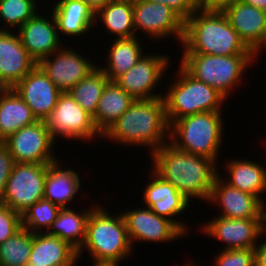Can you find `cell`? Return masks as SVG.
<instances>
[{
  "instance_id": "obj_3",
  "label": "cell",
  "mask_w": 266,
  "mask_h": 266,
  "mask_svg": "<svg viewBox=\"0 0 266 266\" xmlns=\"http://www.w3.org/2000/svg\"><path fill=\"white\" fill-rule=\"evenodd\" d=\"M181 54H255L240 39L226 15L198 8L185 22Z\"/></svg>"
},
{
  "instance_id": "obj_11",
  "label": "cell",
  "mask_w": 266,
  "mask_h": 266,
  "mask_svg": "<svg viewBox=\"0 0 266 266\" xmlns=\"http://www.w3.org/2000/svg\"><path fill=\"white\" fill-rule=\"evenodd\" d=\"M133 20L137 37L146 35L148 41L159 40V43L160 40L167 41L168 37L171 40L173 36L172 39H176L177 45L181 46L185 22L166 5L133 0Z\"/></svg>"
},
{
  "instance_id": "obj_5",
  "label": "cell",
  "mask_w": 266,
  "mask_h": 266,
  "mask_svg": "<svg viewBox=\"0 0 266 266\" xmlns=\"http://www.w3.org/2000/svg\"><path fill=\"white\" fill-rule=\"evenodd\" d=\"M223 116V111H214L178 119L170 125L169 142L179 150L209 158L218 165L225 135Z\"/></svg>"
},
{
  "instance_id": "obj_10",
  "label": "cell",
  "mask_w": 266,
  "mask_h": 266,
  "mask_svg": "<svg viewBox=\"0 0 266 266\" xmlns=\"http://www.w3.org/2000/svg\"><path fill=\"white\" fill-rule=\"evenodd\" d=\"M149 53L150 51L145 53L132 68L115 80L135 100H150L164 95V92L158 93L157 89L159 83L163 82L162 77L166 76L165 73L172 65L171 57L163 53L160 55L156 52Z\"/></svg>"
},
{
  "instance_id": "obj_27",
  "label": "cell",
  "mask_w": 266,
  "mask_h": 266,
  "mask_svg": "<svg viewBox=\"0 0 266 266\" xmlns=\"http://www.w3.org/2000/svg\"><path fill=\"white\" fill-rule=\"evenodd\" d=\"M38 120L13 88H0V142Z\"/></svg>"
},
{
  "instance_id": "obj_15",
  "label": "cell",
  "mask_w": 266,
  "mask_h": 266,
  "mask_svg": "<svg viewBox=\"0 0 266 266\" xmlns=\"http://www.w3.org/2000/svg\"><path fill=\"white\" fill-rule=\"evenodd\" d=\"M148 185L143 188L142 201L145 207L158 216L167 218L172 221L186 236L189 233L190 225L181 221L175 216L185 214L186 209L190 207L191 201L180 193L171 183L163 180L153 170L149 172ZM189 227V228H188Z\"/></svg>"
},
{
  "instance_id": "obj_8",
  "label": "cell",
  "mask_w": 266,
  "mask_h": 266,
  "mask_svg": "<svg viewBox=\"0 0 266 266\" xmlns=\"http://www.w3.org/2000/svg\"><path fill=\"white\" fill-rule=\"evenodd\" d=\"M51 137L56 141L59 137L65 140L92 142L102 140V134L94 124L93 117L88 114L68 92L61 93L55 108L45 119Z\"/></svg>"
},
{
  "instance_id": "obj_47",
  "label": "cell",
  "mask_w": 266,
  "mask_h": 266,
  "mask_svg": "<svg viewBox=\"0 0 266 266\" xmlns=\"http://www.w3.org/2000/svg\"><path fill=\"white\" fill-rule=\"evenodd\" d=\"M263 140H266V138L265 139H263ZM264 145H263V148L265 147L266 148V141H264V142H262Z\"/></svg>"
},
{
  "instance_id": "obj_24",
  "label": "cell",
  "mask_w": 266,
  "mask_h": 266,
  "mask_svg": "<svg viewBox=\"0 0 266 266\" xmlns=\"http://www.w3.org/2000/svg\"><path fill=\"white\" fill-rule=\"evenodd\" d=\"M81 259L68 242L45 233L32 234L28 264L33 266H78Z\"/></svg>"
},
{
  "instance_id": "obj_1",
  "label": "cell",
  "mask_w": 266,
  "mask_h": 266,
  "mask_svg": "<svg viewBox=\"0 0 266 266\" xmlns=\"http://www.w3.org/2000/svg\"><path fill=\"white\" fill-rule=\"evenodd\" d=\"M148 158L152 162L149 164L151 169L188 200L209 201L219 171L213 160L179 150L170 142L163 144Z\"/></svg>"
},
{
  "instance_id": "obj_43",
  "label": "cell",
  "mask_w": 266,
  "mask_h": 266,
  "mask_svg": "<svg viewBox=\"0 0 266 266\" xmlns=\"http://www.w3.org/2000/svg\"><path fill=\"white\" fill-rule=\"evenodd\" d=\"M261 228H262V237H266V203H262L261 208Z\"/></svg>"
},
{
  "instance_id": "obj_28",
  "label": "cell",
  "mask_w": 266,
  "mask_h": 266,
  "mask_svg": "<svg viewBox=\"0 0 266 266\" xmlns=\"http://www.w3.org/2000/svg\"><path fill=\"white\" fill-rule=\"evenodd\" d=\"M103 25L113 39L136 36L133 20V0H112L95 13V27Z\"/></svg>"
},
{
  "instance_id": "obj_45",
  "label": "cell",
  "mask_w": 266,
  "mask_h": 266,
  "mask_svg": "<svg viewBox=\"0 0 266 266\" xmlns=\"http://www.w3.org/2000/svg\"><path fill=\"white\" fill-rule=\"evenodd\" d=\"M263 50V51H262ZM266 50V37H265V41L263 43V45L255 52V57L256 60H259V56L261 58V55L263 54V52ZM261 53V54H260Z\"/></svg>"
},
{
  "instance_id": "obj_26",
  "label": "cell",
  "mask_w": 266,
  "mask_h": 266,
  "mask_svg": "<svg viewBox=\"0 0 266 266\" xmlns=\"http://www.w3.org/2000/svg\"><path fill=\"white\" fill-rule=\"evenodd\" d=\"M137 36L132 38L113 39L111 45L106 48L108 54L103 64L97 63L103 70L109 81H115L118 77L132 68L145 54L147 49ZM144 49V50H143ZM100 64V65H99Z\"/></svg>"
},
{
  "instance_id": "obj_18",
  "label": "cell",
  "mask_w": 266,
  "mask_h": 266,
  "mask_svg": "<svg viewBox=\"0 0 266 266\" xmlns=\"http://www.w3.org/2000/svg\"><path fill=\"white\" fill-rule=\"evenodd\" d=\"M207 203L215 208L218 206V215L224 218L261 219L262 202L255 195L232 187L219 174L214 179Z\"/></svg>"
},
{
  "instance_id": "obj_35",
  "label": "cell",
  "mask_w": 266,
  "mask_h": 266,
  "mask_svg": "<svg viewBox=\"0 0 266 266\" xmlns=\"http://www.w3.org/2000/svg\"><path fill=\"white\" fill-rule=\"evenodd\" d=\"M212 266H255L253 249H218Z\"/></svg>"
},
{
  "instance_id": "obj_21",
  "label": "cell",
  "mask_w": 266,
  "mask_h": 266,
  "mask_svg": "<svg viewBox=\"0 0 266 266\" xmlns=\"http://www.w3.org/2000/svg\"><path fill=\"white\" fill-rule=\"evenodd\" d=\"M223 13L240 39L255 53L265 41L266 12L238 0Z\"/></svg>"
},
{
  "instance_id": "obj_46",
  "label": "cell",
  "mask_w": 266,
  "mask_h": 266,
  "mask_svg": "<svg viewBox=\"0 0 266 266\" xmlns=\"http://www.w3.org/2000/svg\"><path fill=\"white\" fill-rule=\"evenodd\" d=\"M197 8H200L207 0H191Z\"/></svg>"
},
{
  "instance_id": "obj_25",
  "label": "cell",
  "mask_w": 266,
  "mask_h": 266,
  "mask_svg": "<svg viewBox=\"0 0 266 266\" xmlns=\"http://www.w3.org/2000/svg\"><path fill=\"white\" fill-rule=\"evenodd\" d=\"M75 168L62 167V161L49 164L45 181L44 199L60 208L71 207L74 199L81 194L82 181Z\"/></svg>"
},
{
  "instance_id": "obj_16",
  "label": "cell",
  "mask_w": 266,
  "mask_h": 266,
  "mask_svg": "<svg viewBox=\"0 0 266 266\" xmlns=\"http://www.w3.org/2000/svg\"><path fill=\"white\" fill-rule=\"evenodd\" d=\"M203 222L200 233L223 243L224 250L253 249L262 235L261 219H229L217 215Z\"/></svg>"
},
{
  "instance_id": "obj_31",
  "label": "cell",
  "mask_w": 266,
  "mask_h": 266,
  "mask_svg": "<svg viewBox=\"0 0 266 266\" xmlns=\"http://www.w3.org/2000/svg\"><path fill=\"white\" fill-rule=\"evenodd\" d=\"M108 81L103 70L97 66L68 93L88 114L94 117L102 91Z\"/></svg>"
},
{
  "instance_id": "obj_2",
  "label": "cell",
  "mask_w": 266,
  "mask_h": 266,
  "mask_svg": "<svg viewBox=\"0 0 266 266\" xmlns=\"http://www.w3.org/2000/svg\"><path fill=\"white\" fill-rule=\"evenodd\" d=\"M170 125L163 97L135 102L106 130L102 140L148 148L151 155L169 142Z\"/></svg>"
},
{
  "instance_id": "obj_41",
  "label": "cell",
  "mask_w": 266,
  "mask_h": 266,
  "mask_svg": "<svg viewBox=\"0 0 266 266\" xmlns=\"http://www.w3.org/2000/svg\"><path fill=\"white\" fill-rule=\"evenodd\" d=\"M85 4H87L94 13H97L101 8H103L107 3L112 0H79Z\"/></svg>"
},
{
  "instance_id": "obj_17",
  "label": "cell",
  "mask_w": 266,
  "mask_h": 266,
  "mask_svg": "<svg viewBox=\"0 0 266 266\" xmlns=\"http://www.w3.org/2000/svg\"><path fill=\"white\" fill-rule=\"evenodd\" d=\"M39 11L41 12L30 18L16 31L22 45L37 63L64 46L51 10L47 17L42 10L39 9Z\"/></svg>"
},
{
  "instance_id": "obj_37",
  "label": "cell",
  "mask_w": 266,
  "mask_h": 266,
  "mask_svg": "<svg viewBox=\"0 0 266 266\" xmlns=\"http://www.w3.org/2000/svg\"><path fill=\"white\" fill-rule=\"evenodd\" d=\"M15 164L9 148L0 142V204L3 202L7 180Z\"/></svg>"
},
{
  "instance_id": "obj_44",
  "label": "cell",
  "mask_w": 266,
  "mask_h": 266,
  "mask_svg": "<svg viewBox=\"0 0 266 266\" xmlns=\"http://www.w3.org/2000/svg\"><path fill=\"white\" fill-rule=\"evenodd\" d=\"M91 265L92 266H119L121 263H116V262H98V261H92L91 260Z\"/></svg>"
},
{
  "instance_id": "obj_4",
  "label": "cell",
  "mask_w": 266,
  "mask_h": 266,
  "mask_svg": "<svg viewBox=\"0 0 266 266\" xmlns=\"http://www.w3.org/2000/svg\"><path fill=\"white\" fill-rule=\"evenodd\" d=\"M107 208L99 203L91 211L78 258L85 251L92 261L122 263L134 254L121 212L112 214Z\"/></svg>"
},
{
  "instance_id": "obj_22",
  "label": "cell",
  "mask_w": 266,
  "mask_h": 266,
  "mask_svg": "<svg viewBox=\"0 0 266 266\" xmlns=\"http://www.w3.org/2000/svg\"><path fill=\"white\" fill-rule=\"evenodd\" d=\"M56 1L51 7L49 4V10L55 17L62 40L65 35L73 37L72 40L77 37L82 39L87 33H92L91 30L95 31V13L87 4L79 0Z\"/></svg>"
},
{
  "instance_id": "obj_12",
  "label": "cell",
  "mask_w": 266,
  "mask_h": 266,
  "mask_svg": "<svg viewBox=\"0 0 266 266\" xmlns=\"http://www.w3.org/2000/svg\"><path fill=\"white\" fill-rule=\"evenodd\" d=\"M3 143L15 163L54 164L59 161V155L53 151L58 142L51 137L44 121L19 129Z\"/></svg>"
},
{
  "instance_id": "obj_40",
  "label": "cell",
  "mask_w": 266,
  "mask_h": 266,
  "mask_svg": "<svg viewBox=\"0 0 266 266\" xmlns=\"http://www.w3.org/2000/svg\"><path fill=\"white\" fill-rule=\"evenodd\" d=\"M262 239V240H261ZM254 250V265L266 266V237L260 236L258 244L253 248Z\"/></svg>"
},
{
  "instance_id": "obj_7",
  "label": "cell",
  "mask_w": 266,
  "mask_h": 266,
  "mask_svg": "<svg viewBox=\"0 0 266 266\" xmlns=\"http://www.w3.org/2000/svg\"><path fill=\"white\" fill-rule=\"evenodd\" d=\"M178 66L174 80L166 85L168 88L163 95L169 125L186 116L224 111L222 107L228 99L213 87L195 79L181 65Z\"/></svg>"
},
{
  "instance_id": "obj_32",
  "label": "cell",
  "mask_w": 266,
  "mask_h": 266,
  "mask_svg": "<svg viewBox=\"0 0 266 266\" xmlns=\"http://www.w3.org/2000/svg\"><path fill=\"white\" fill-rule=\"evenodd\" d=\"M32 232L21 228L0 244V266H25L32 249Z\"/></svg>"
},
{
  "instance_id": "obj_20",
  "label": "cell",
  "mask_w": 266,
  "mask_h": 266,
  "mask_svg": "<svg viewBox=\"0 0 266 266\" xmlns=\"http://www.w3.org/2000/svg\"><path fill=\"white\" fill-rule=\"evenodd\" d=\"M36 65L16 31L0 30V88H13Z\"/></svg>"
},
{
  "instance_id": "obj_34",
  "label": "cell",
  "mask_w": 266,
  "mask_h": 266,
  "mask_svg": "<svg viewBox=\"0 0 266 266\" xmlns=\"http://www.w3.org/2000/svg\"><path fill=\"white\" fill-rule=\"evenodd\" d=\"M60 207L46 199H41L28 208L22 216V227L30 232L45 233L56 220Z\"/></svg>"
},
{
  "instance_id": "obj_14",
  "label": "cell",
  "mask_w": 266,
  "mask_h": 266,
  "mask_svg": "<svg viewBox=\"0 0 266 266\" xmlns=\"http://www.w3.org/2000/svg\"><path fill=\"white\" fill-rule=\"evenodd\" d=\"M132 208L121 214L134 250L138 241L163 244L186 236L172 221L158 216L149 207Z\"/></svg>"
},
{
  "instance_id": "obj_33",
  "label": "cell",
  "mask_w": 266,
  "mask_h": 266,
  "mask_svg": "<svg viewBox=\"0 0 266 266\" xmlns=\"http://www.w3.org/2000/svg\"><path fill=\"white\" fill-rule=\"evenodd\" d=\"M38 4V0H0V30L17 31L39 12Z\"/></svg>"
},
{
  "instance_id": "obj_19",
  "label": "cell",
  "mask_w": 266,
  "mask_h": 266,
  "mask_svg": "<svg viewBox=\"0 0 266 266\" xmlns=\"http://www.w3.org/2000/svg\"><path fill=\"white\" fill-rule=\"evenodd\" d=\"M13 89L30 107L38 121L52 113L62 93L49 77L36 65Z\"/></svg>"
},
{
  "instance_id": "obj_29",
  "label": "cell",
  "mask_w": 266,
  "mask_h": 266,
  "mask_svg": "<svg viewBox=\"0 0 266 266\" xmlns=\"http://www.w3.org/2000/svg\"><path fill=\"white\" fill-rule=\"evenodd\" d=\"M93 204V206H92ZM88 208L77 212L73 208H60L56 220L47 231L49 235L56 236L61 240L68 242L77 251L83 245L86 238L87 223L90 213L98 204L92 203Z\"/></svg>"
},
{
  "instance_id": "obj_30",
  "label": "cell",
  "mask_w": 266,
  "mask_h": 266,
  "mask_svg": "<svg viewBox=\"0 0 266 266\" xmlns=\"http://www.w3.org/2000/svg\"><path fill=\"white\" fill-rule=\"evenodd\" d=\"M135 102L115 81H108L99 99L94 124L103 135L106 130Z\"/></svg>"
},
{
  "instance_id": "obj_6",
  "label": "cell",
  "mask_w": 266,
  "mask_h": 266,
  "mask_svg": "<svg viewBox=\"0 0 266 266\" xmlns=\"http://www.w3.org/2000/svg\"><path fill=\"white\" fill-rule=\"evenodd\" d=\"M179 60V64L191 76L213 87L226 99L243 84V76L249 68L257 64L255 54L229 56L181 54Z\"/></svg>"
},
{
  "instance_id": "obj_42",
  "label": "cell",
  "mask_w": 266,
  "mask_h": 266,
  "mask_svg": "<svg viewBox=\"0 0 266 266\" xmlns=\"http://www.w3.org/2000/svg\"><path fill=\"white\" fill-rule=\"evenodd\" d=\"M244 4L257 7L266 12V0H240Z\"/></svg>"
},
{
  "instance_id": "obj_9",
  "label": "cell",
  "mask_w": 266,
  "mask_h": 266,
  "mask_svg": "<svg viewBox=\"0 0 266 266\" xmlns=\"http://www.w3.org/2000/svg\"><path fill=\"white\" fill-rule=\"evenodd\" d=\"M49 164L15 163L7 180L2 204L22 215L44 199Z\"/></svg>"
},
{
  "instance_id": "obj_38",
  "label": "cell",
  "mask_w": 266,
  "mask_h": 266,
  "mask_svg": "<svg viewBox=\"0 0 266 266\" xmlns=\"http://www.w3.org/2000/svg\"><path fill=\"white\" fill-rule=\"evenodd\" d=\"M147 2L160 3L169 7L184 22L198 9L191 0H145Z\"/></svg>"
},
{
  "instance_id": "obj_13",
  "label": "cell",
  "mask_w": 266,
  "mask_h": 266,
  "mask_svg": "<svg viewBox=\"0 0 266 266\" xmlns=\"http://www.w3.org/2000/svg\"><path fill=\"white\" fill-rule=\"evenodd\" d=\"M70 47L64 45L37 63L62 93L68 92L98 66L95 60Z\"/></svg>"
},
{
  "instance_id": "obj_36",
  "label": "cell",
  "mask_w": 266,
  "mask_h": 266,
  "mask_svg": "<svg viewBox=\"0 0 266 266\" xmlns=\"http://www.w3.org/2000/svg\"><path fill=\"white\" fill-rule=\"evenodd\" d=\"M22 228V216L10 207L0 204V244Z\"/></svg>"
},
{
  "instance_id": "obj_23",
  "label": "cell",
  "mask_w": 266,
  "mask_h": 266,
  "mask_svg": "<svg viewBox=\"0 0 266 266\" xmlns=\"http://www.w3.org/2000/svg\"><path fill=\"white\" fill-rule=\"evenodd\" d=\"M225 175L218 174L226 183L241 191L255 195L262 203L266 192V166L263 162L233 158L224 161ZM225 177V178H224ZM227 179V180H225Z\"/></svg>"
},
{
  "instance_id": "obj_39",
  "label": "cell",
  "mask_w": 266,
  "mask_h": 266,
  "mask_svg": "<svg viewBox=\"0 0 266 266\" xmlns=\"http://www.w3.org/2000/svg\"><path fill=\"white\" fill-rule=\"evenodd\" d=\"M238 0H207L200 9L204 11L223 12L229 6H232Z\"/></svg>"
}]
</instances>
